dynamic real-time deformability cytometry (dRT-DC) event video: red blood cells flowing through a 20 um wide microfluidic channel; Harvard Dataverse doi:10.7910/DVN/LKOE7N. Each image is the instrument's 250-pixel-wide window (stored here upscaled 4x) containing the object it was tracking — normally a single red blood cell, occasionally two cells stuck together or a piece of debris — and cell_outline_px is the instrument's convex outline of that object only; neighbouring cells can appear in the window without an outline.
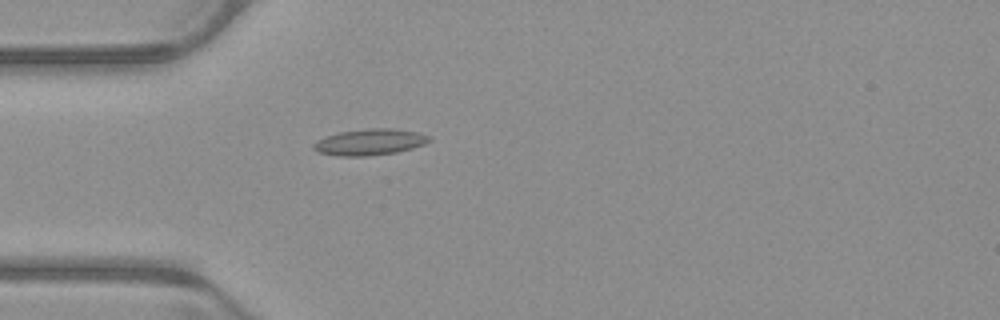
{"species": "common noctule bat (a hibernating species)", "species_latin": "Nyctalus noctula", "temperature_condition": "warm", "stored_images_in_passage": 38, "camera_frame_rate_fps": 3000, "um_per_image_px": 0.085, "animal": {"sex": "male", "body_mass_g": 23.1, "forearm_length_mm": 52.7}, "frame": {"image": 1, "passage_image": 1, "time_ms": 0.0, "image_size_px": [1000, 320], "cell_outline_px": [[432, 140], [424, 144], [412, 148], [396, 152], [368, 156], [340, 156], [316, 152], [312, 148], [312, 144], [316, 140], [340, 132], [368, 128], [392, 128], [416, 132], [428, 136]], "centroid_in_image_um": [31.39, 12.08], "position_along_channel_um": 53.6, "area_um2": 17.63}}
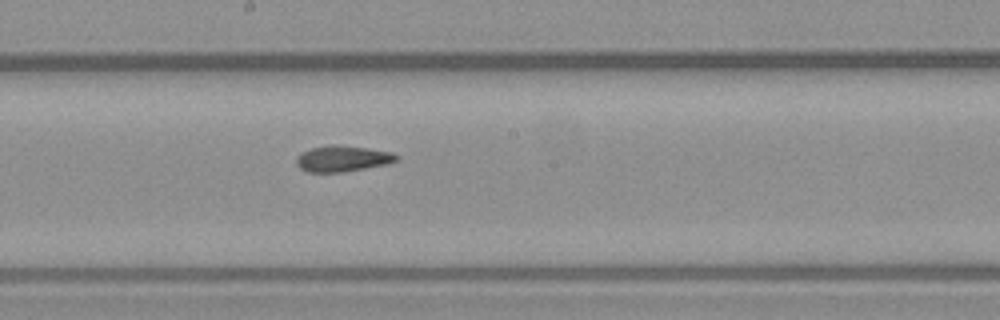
{"frame": {"image": 2, "passage_image": 14, "time_ms": 4.333, "image_size_px": [1000, 320], "cell_outline_px": [[400, 160], [388, 164], [344, 172], [308, 172], [300, 168], [296, 164], [296, 156], [312, 148], [332, 144], [336, 144], [368, 148], [392, 152], [400, 156]], "centroid_in_image_um": [29.16, 13.48], "position_along_channel_um": 219.0, "area_um2": 15.32}}
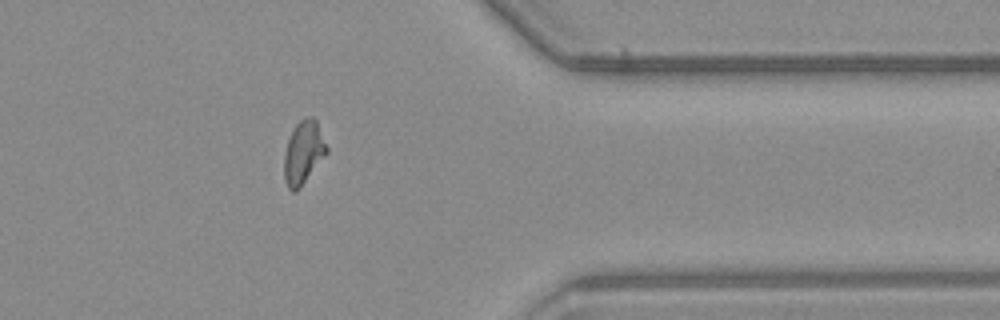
{"frame": {"image": 3, "passage_image": 28, "time_ms": 9.0, "image_size_px": [1000, 320], "cell_outline_px": [[328, 152], [300, 188], [296, 192], [292, 192], [288, 188], [284, 180], [284, 152], [288, 140], [296, 124], [300, 120], [308, 116], [312, 116], [316, 120], [328, 148]], "centroid_in_image_um": [25.78, 12.98], "position_along_channel_um": 385.6, "area_um2": 15.66}, "authors_computed_cell_mechanics": {"area_um2": 15.2014, "velocity_mm_per_s": 3.9433, "shape_relaxation_time_tau1_ms": null, "shape_relaxation_time_tau2_ms": 4.2348, "deformation_change_tau1": null, "deformation_change_tau2": 0.0941}}